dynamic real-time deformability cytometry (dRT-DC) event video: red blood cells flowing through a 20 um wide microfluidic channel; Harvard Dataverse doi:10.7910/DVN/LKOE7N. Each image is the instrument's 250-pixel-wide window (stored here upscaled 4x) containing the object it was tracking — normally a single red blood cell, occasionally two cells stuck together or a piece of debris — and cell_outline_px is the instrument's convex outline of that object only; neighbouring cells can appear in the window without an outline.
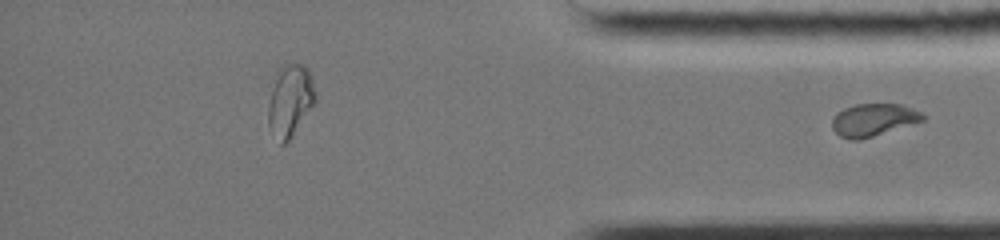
{"species": "common noctule bat (a hibernating species)", "species_latin": "Nyctalus noctula", "temperature_condition": "cold", "stored_images_in_passage": 39, "segment_of_instrument_passage": [2, 2], "camera_frame_rate_fps": 3000, "um_per_image_px": 0.085, "animal": {"sex": "female", "body_mass_g": 19.0, "forearm_length_mm": 51.5}, "frame": {"image": 1, "passage_image": 39, "time_ms": 12.667, "image_size_px": [1000, 240], "cell_outline_px": [[928, 116], [924, 120], [860, 140], [852, 140], [840, 136], [832, 128], [832, 120], [844, 108], [856, 104], [900, 104], [912, 108]], "centroid_in_image_um": [74.26, 10.18], "position_along_channel_um": 360.9, "area_um2": 16.94}}